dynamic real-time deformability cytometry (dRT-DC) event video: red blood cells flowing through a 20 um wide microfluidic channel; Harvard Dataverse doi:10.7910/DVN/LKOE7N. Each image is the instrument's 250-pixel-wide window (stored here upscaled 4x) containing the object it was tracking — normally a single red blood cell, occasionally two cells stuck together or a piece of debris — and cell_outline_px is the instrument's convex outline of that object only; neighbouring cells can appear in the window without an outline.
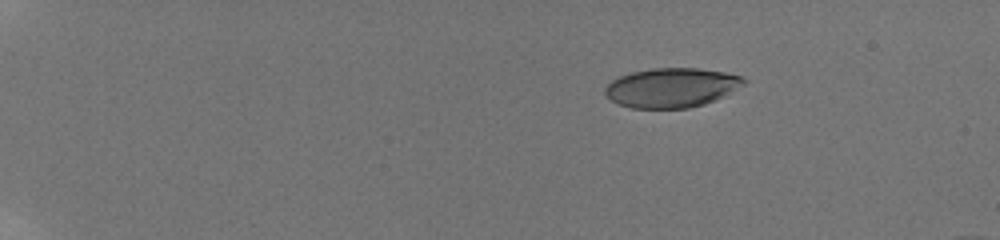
{"species": "human", "species_latin": "Homo sapiens", "temperature_condition": "room temperature", "stored_images_in_passage": 11, "camera_frame_rate_fps": 3000, "um_per_image_px": 0.085, "donor": {"sex": "male"}, "frame": {"image": 1, "passage_image": 1, "time_ms": 0.0, "image_size_px": [1000, 240], "cell_outline_px": [[748, 80], [744, 84], [724, 96], [704, 104], [688, 108], [632, 108], [620, 104], [612, 100], [604, 92], [604, 88], [612, 80], [620, 76], [632, 72], [652, 68], [700, 68], [724, 72], [744, 76]], "centroid_in_image_um": [57.11, 7.44], "position_along_channel_um": 27.9, "area_um2": 31.85}}
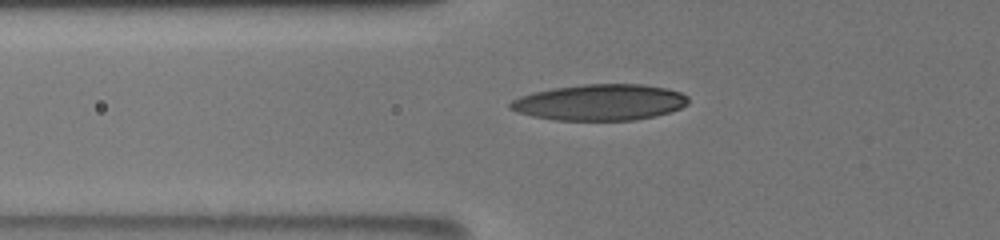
{"frame": {"image": 2, "passage_image": 10, "time_ms": 4.667, "image_size_px": [1000, 240], "cell_outline_px": [[688, 104], [680, 108], [656, 116], [636, 120], [556, 120], [532, 116], [516, 112], [508, 108], [508, 104], [512, 100], [520, 96], [536, 92], [556, 88], [584, 84], [644, 84], [668, 88], [680, 92], [688, 96]], "centroid_in_image_um": [51.01, 8.7], "position_along_channel_um": 74.8, "area_um2": 37.51}}